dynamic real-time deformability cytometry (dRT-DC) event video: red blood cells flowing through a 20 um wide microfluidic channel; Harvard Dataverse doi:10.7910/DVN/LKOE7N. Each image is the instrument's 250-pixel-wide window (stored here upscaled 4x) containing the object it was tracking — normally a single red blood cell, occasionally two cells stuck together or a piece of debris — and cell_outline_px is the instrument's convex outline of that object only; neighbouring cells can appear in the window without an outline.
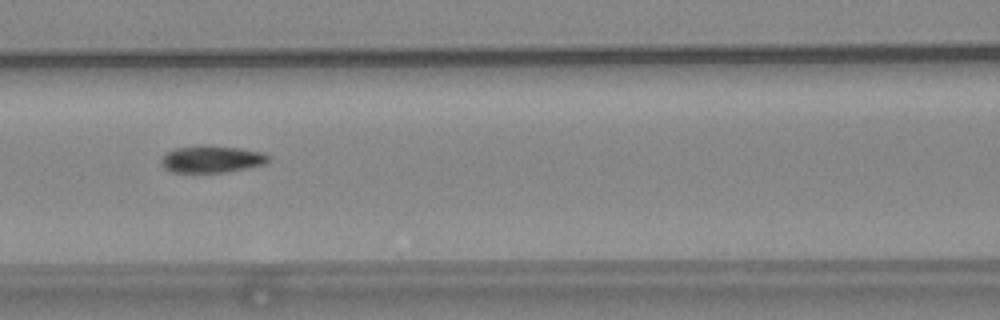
{"species": "common noctule bat (a hibernating species)", "species_latin": "Nyctalus noctula", "temperature_condition": "warm", "stored_images_in_passage": 38, "camera_frame_rate_fps": 3000, "um_per_image_px": 0.085, "animal": {"sex": "female", "body_mass_g": 24.6, "forearm_length_mm": 56.2}, "frame": {"image": 1, "passage_image": 7, "time_ms": 2.0, "image_size_px": [1000, 320], "cell_outline_px": [[272, 156], [264, 164], [228, 172], [172, 172], [164, 168], [160, 164], [160, 160], [168, 152], [176, 148], [200, 144], [204, 144], [240, 148], [264, 152]], "centroid_in_image_um": [18.01, 13.51], "position_along_channel_um": 148.6, "area_um2": 17.11}}
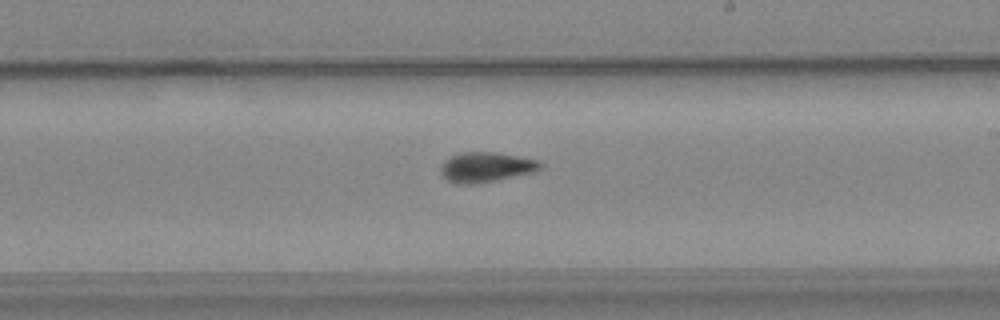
{"frame": {"image": 2, "passage_image": 15, "time_ms": 4.667, "image_size_px": [1000, 320], "cell_outline_px": [[544, 164], [536, 172], [496, 180], [472, 184], [456, 184], [448, 180], [440, 172], [440, 168], [444, 160], [448, 156], [464, 152], [496, 152], [536, 160]], "centroid_in_image_um": [41.29, 14.2], "position_along_channel_um": 247.7, "area_um2": 17.4}}
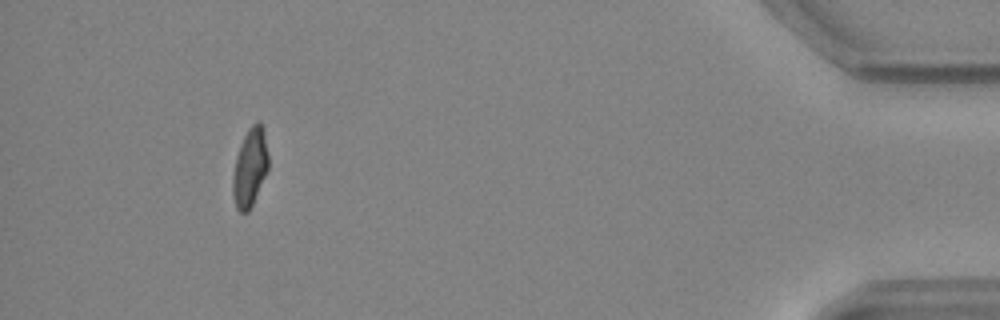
{"frame": {"image": 3, "passage_image": 34, "time_ms": 11.0, "image_size_px": [1000, 320], "cell_outline_px": [[268, 168], [252, 204], [248, 212], [240, 212], [236, 208], [232, 192], [232, 176], [236, 156], [240, 144], [248, 128], [256, 120], [260, 120], [264, 128], [268, 156]], "centroid_in_image_um": [21.23, 14.18], "position_along_channel_um": 414.0, "area_um2": 16.3}}